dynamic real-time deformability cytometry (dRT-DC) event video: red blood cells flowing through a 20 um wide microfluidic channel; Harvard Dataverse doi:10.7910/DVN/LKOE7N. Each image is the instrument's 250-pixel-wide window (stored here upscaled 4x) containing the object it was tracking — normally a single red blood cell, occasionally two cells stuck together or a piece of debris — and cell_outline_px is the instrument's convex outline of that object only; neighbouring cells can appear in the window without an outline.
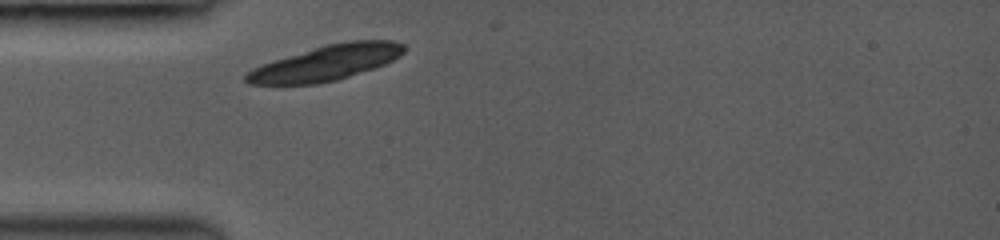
{"species": "common noctule bat (a hibernating species)", "species_latin": "Nyctalus noctula", "temperature_condition": "room temperature", "stored_images_in_passage": 7, "camera_frame_rate_fps": 3000, "um_per_image_px": 0.085, "animal": {"sex": "female", "body_mass_g": 19.0, "forearm_length_mm": 53.3}, "frame": {"image": 1, "passage_image": 1, "time_ms": 0.0, "image_size_px": [1000, 240], "cell_outline_px": [[408, 48], [400, 56], [384, 64], [336, 80], [316, 84], [248, 84], [244, 80], [244, 76], [252, 68], [272, 60], [324, 44], [348, 40], [392, 40], [404, 44]], "centroid_in_image_um": [27.72, 5.32], "position_along_channel_um": 57.3, "area_um2": 32.48}}
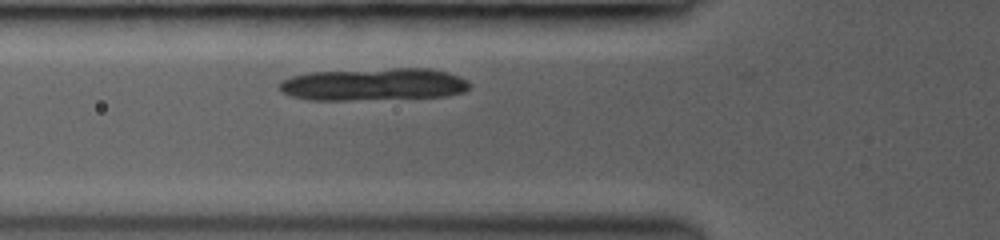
{"frame": {"image": 2, "passage_image": 4, "time_ms": 1.0, "image_size_px": [1000, 240], "cell_outline_px": [[472, 88], [464, 92], [448, 96], [348, 100], [308, 100], [292, 96], [284, 92], [280, 88], [280, 80], [292, 76], [312, 72], [392, 68], [428, 68], [448, 72], [460, 76], [472, 84]], "centroid_in_image_um": [31.83, 7.17], "position_along_channel_um": 94.0, "area_um2": 36.07}}